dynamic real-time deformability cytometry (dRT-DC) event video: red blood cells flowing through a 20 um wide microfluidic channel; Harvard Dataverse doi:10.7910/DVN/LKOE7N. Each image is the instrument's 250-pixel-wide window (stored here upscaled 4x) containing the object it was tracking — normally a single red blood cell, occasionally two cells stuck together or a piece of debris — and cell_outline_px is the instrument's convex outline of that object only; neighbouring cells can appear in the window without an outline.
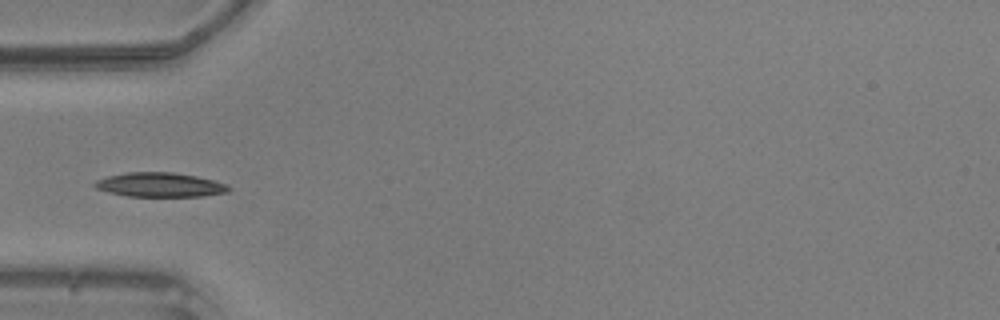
{"species": "common noctule bat (a hibernating species)", "species_latin": "Nyctalus noctula", "temperature_condition": "warm", "stored_images_in_passage": 9, "camera_frame_rate_fps": 3000, "um_per_image_px": 0.085, "animal": {"sex": "male", "body_mass_g": 20.5, "forearm_length_mm": 52.5}, "frame": {"image": 1, "passage_image": 1, "time_ms": 0.0, "image_size_px": [1000, 320], "cell_outline_px": [[232, 188], [228, 192], [204, 196], [128, 196], [108, 192], [96, 188], [92, 184], [96, 180], [108, 176], [128, 172], [172, 172], [196, 176], [228, 184]], "centroid_in_image_um": [13.61, 15.71], "position_along_channel_um": 71.4, "area_um2": 18.96}}
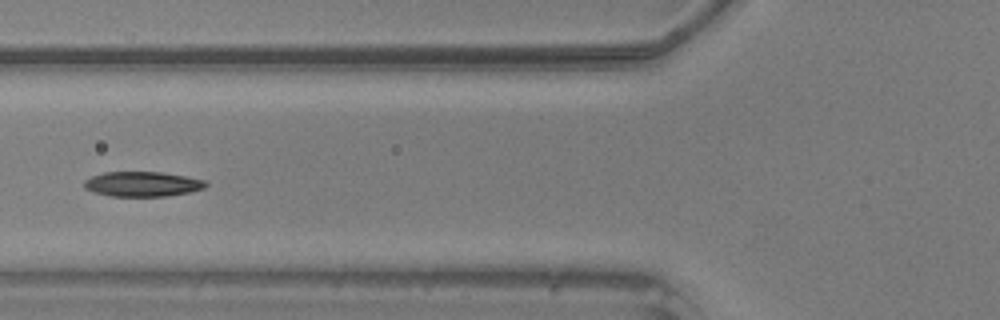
{"frame": {"image": 2, "passage_image": 4, "time_ms": 1.0, "image_size_px": [1000, 320], "cell_outline_px": [[208, 184], [204, 188], [188, 192], [168, 196], [112, 196], [96, 192], [84, 188], [84, 180], [92, 176], [104, 172], [164, 172], [204, 180]], "centroid_in_image_um": [12.1, 15.64], "position_along_channel_um": 113.7, "area_um2": 17.51}}